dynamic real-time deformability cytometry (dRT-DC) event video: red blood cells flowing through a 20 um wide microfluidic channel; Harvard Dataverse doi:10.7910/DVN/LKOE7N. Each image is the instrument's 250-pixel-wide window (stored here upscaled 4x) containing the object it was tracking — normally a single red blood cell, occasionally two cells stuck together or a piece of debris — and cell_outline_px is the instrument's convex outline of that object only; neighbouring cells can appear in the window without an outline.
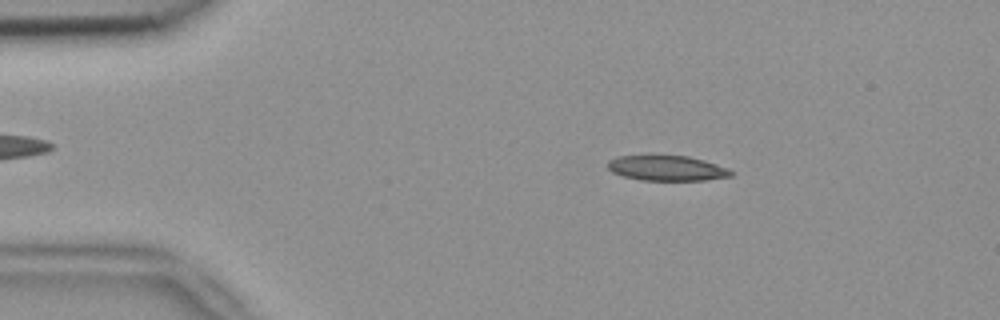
{"species": "common noctule bat (a hibernating species)", "species_latin": "Nyctalus noctula", "temperature_condition": "room temperature", "stored_images_in_passage": 5, "camera_frame_rate_fps": 3000, "um_per_image_px": 0.085, "animal": {"sex": "female", "body_mass_g": 18.4}, "frame": {"image": 1, "passage_image": 2, "time_ms": 0.333, "image_size_px": [1000, 320], "cell_outline_px": [[732, 176], [704, 180], [640, 180], [624, 176], [612, 172], [608, 168], [608, 160], [620, 156], [648, 152], [688, 156], [704, 160], [728, 168], [732, 172]], "centroid_in_image_um": [56.62, 14.24], "position_along_channel_um": 28.4, "area_um2": 18.84}}
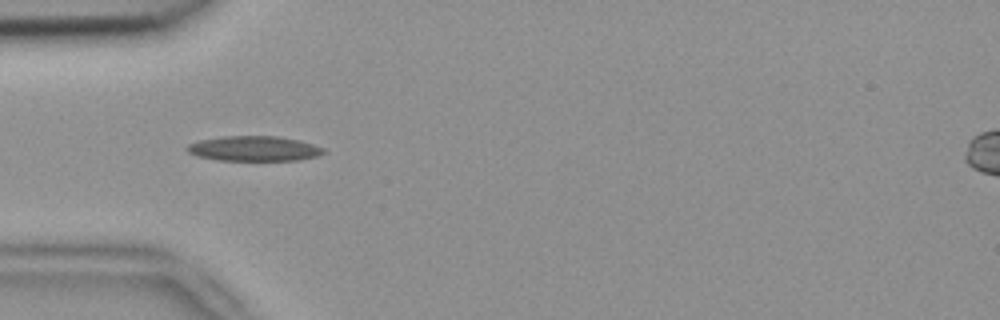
{"frame": {"image": 2, "passage_image": 4, "time_ms": 1.0, "image_size_px": [1000, 320], "cell_outline_px": [[324, 152], [316, 156], [296, 160], [216, 160], [196, 156], [188, 152], [184, 148], [188, 144], [200, 140], [224, 136], [276, 136], [300, 140], [324, 148]], "centroid_in_image_um": [21.54, 12.62], "position_along_channel_um": 63.5, "area_um2": 19.83}}